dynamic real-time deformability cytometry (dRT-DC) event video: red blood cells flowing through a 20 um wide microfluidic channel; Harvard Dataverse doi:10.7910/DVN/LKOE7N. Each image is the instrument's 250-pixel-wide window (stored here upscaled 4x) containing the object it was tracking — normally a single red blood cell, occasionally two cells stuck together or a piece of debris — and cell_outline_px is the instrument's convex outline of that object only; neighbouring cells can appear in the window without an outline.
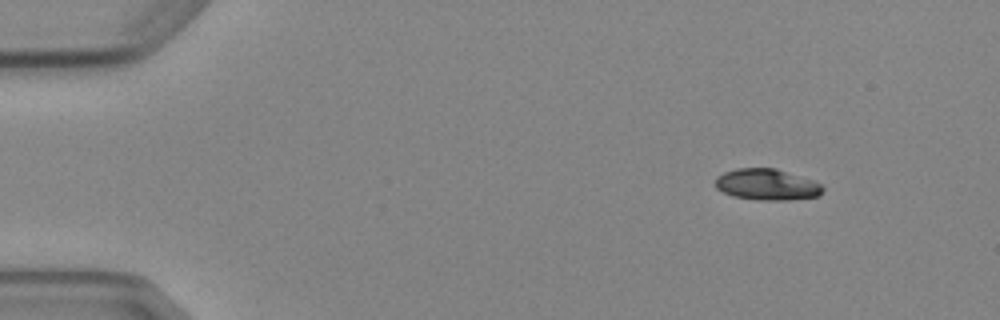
{"species": "Egyptian fruit bat (a non-hibernating species)", "species_latin": "Rousettus aegyptiacus", "temperature_condition": "cold", "stored_images_in_passage": 7, "camera_frame_rate_fps": 3000, "um_per_image_px": 0.085, "animal": {"sex": "female"}, "frame": {"image": 1, "passage_image": 1, "time_ms": 0.0, "image_size_px": [1000, 320], "cell_outline_px": [[824, 188], [820, 196], [788, 200], [760, 200], [732, 196], [716, 188], [716, 176], [724, 172], [736, 168], [776, 168], [812, 180], [820, 184]], "centroid_in_image_um": [65.18, 15.69], "position_along_channel_um": 19.8, "area_um2": 19.54}}
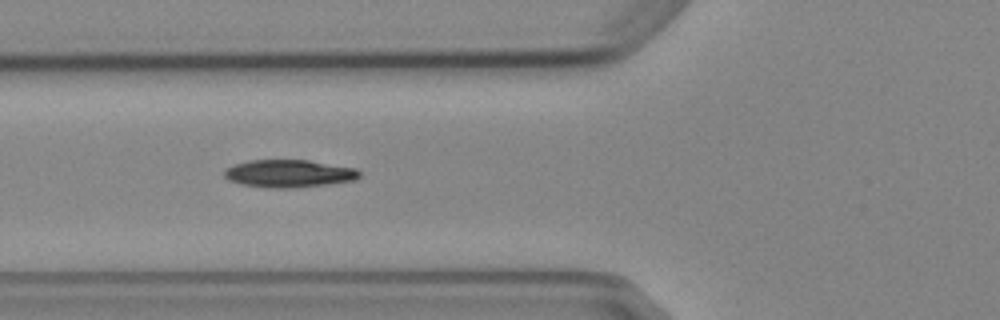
{"frame": {"image": 2, "passage_image": 5, "time_ms": 4.667, "image_size_px": [1000, 320], "cell_outline_px": [[360, 176], [356, 180], [328, 184], [292, 188], [268, 188], [240, 184], [228, 180], [224, 176], [224, 168], [232, 164], [248, 160], [308, 160], [356, 168], [360, 172]], "centroid_in_image_um": [24.52, 14.75], "position_along_channel_um": 101.3, "area_um2": 22.02}}